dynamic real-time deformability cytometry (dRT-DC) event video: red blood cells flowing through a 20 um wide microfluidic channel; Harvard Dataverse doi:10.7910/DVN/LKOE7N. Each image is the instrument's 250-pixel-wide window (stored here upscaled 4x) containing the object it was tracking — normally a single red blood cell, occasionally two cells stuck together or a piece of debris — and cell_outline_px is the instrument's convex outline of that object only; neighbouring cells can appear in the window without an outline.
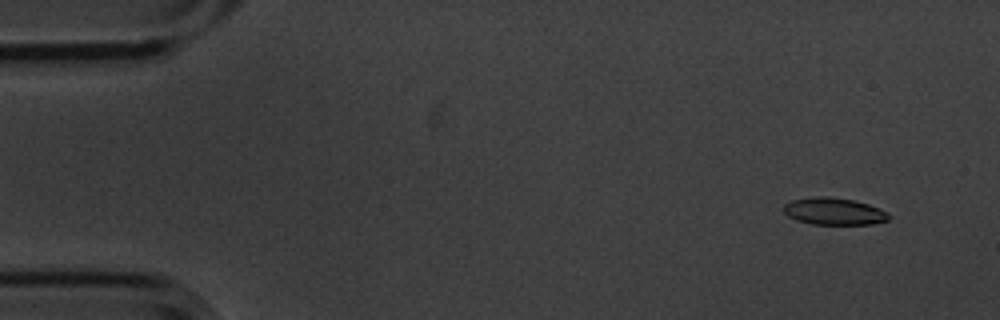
{"species": "common noctule bat (a hibernating species)", "species_latin": "Nyctalus noctula", "temperature_condition": "cold", "stored_images_in_passage": 4, "camera_frame_rate_fps": 3000, "um_per_image_px": 0.085, "animal": {"sex": "male", "body_mass_g": 20.1, "forearm_length_mm": 53.5}, "frame": {"image": 1, "passage_image": 1, "time_ms": 0.0, "image_size_px": [1000, 320], "cell_outline_px": [[892, 216], [888, 220], [872, 224], [812, 224], [796, 220], [788, 216], [784, 212], [784, 204], [792, 200], [816, 196], [828, 196], [852, 200], [868, 204], [888, 212]], "centroid_in_image_um": [70.89, 17.96], "position_along_channel_um": 14.1, "area_um2": 16.59}}
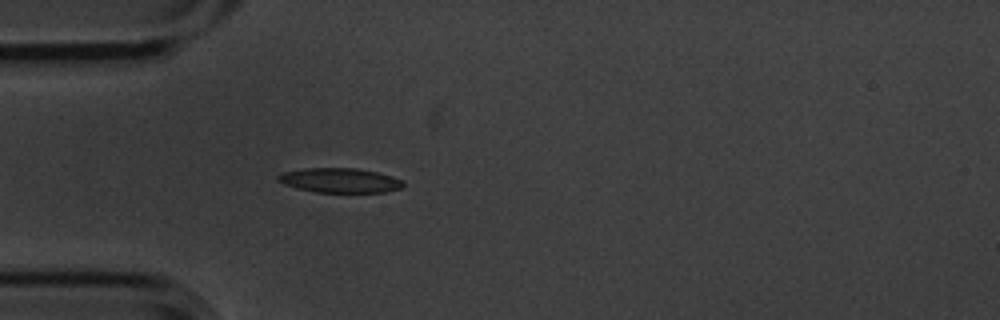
{"frame": {"image": 2, "passage_image": 4, "time_ms": 1.0, "image_size_px": [1000, 320], "cell_outline_px": [[404, 184], [400, 188], [384, 192], [316, 192], [296, 188], [284, 184], [276, 180], [276, 176], [280, 172], [304, 168], [356, 168], [376, 172], [400, 180]], "centroid_in_image_um": [28.78, 15.33], "position_along_channel_um": 56.2, "area_um2": 17.8}}